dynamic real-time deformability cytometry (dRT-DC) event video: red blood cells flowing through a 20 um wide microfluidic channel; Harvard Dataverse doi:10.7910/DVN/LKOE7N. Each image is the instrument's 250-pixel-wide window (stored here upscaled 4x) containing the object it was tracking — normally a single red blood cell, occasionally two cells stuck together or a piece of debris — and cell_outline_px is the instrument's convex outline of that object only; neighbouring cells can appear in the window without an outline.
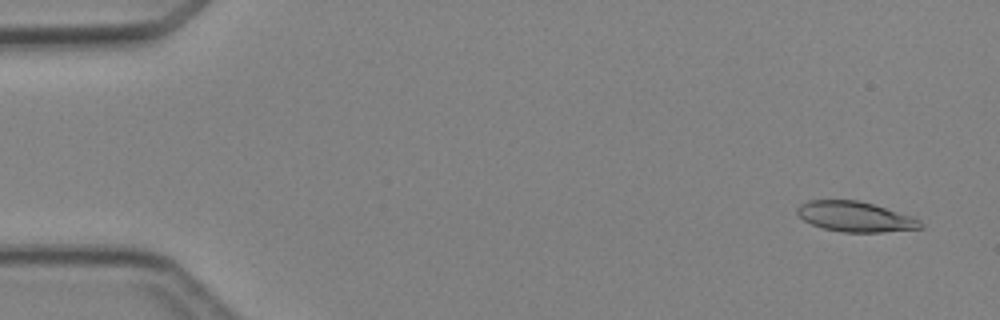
{"species": "Egyptian fruit bat (a non-hibernating species)", "species_latin": "Rousettus aegyptiacus", "temperature_condition": "cold", "stored_images_in_passage": 4, "camera_frame_rate_fps": 3000, "um_per_image_px": 0.085, "animal": {"sex": "female"}, "frame": {"image": 1, "passage_image": 1, "time_ms": 0.0, "image_size_px": [1000, 320], "cell_outline_px": [[924, 228], [884, 232], [840, 232], [824, 228], [812, 224], [804, 220], [796, 212], [796, 208], [800, 204], [808, 200], [856, 200], [872, 204], [912, 216], [920, 220], [924, 224]], "centroid_in_image_um": [72.71, 18.42], "position_along_channel_um": 12.3, "area_um2": 21.68}}
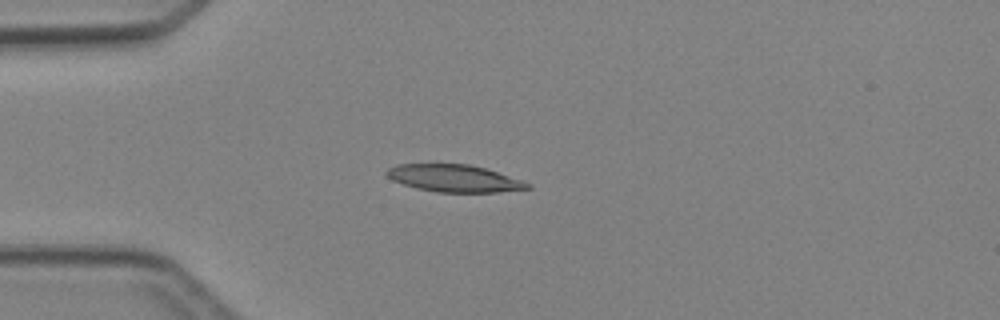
{"frame": {"image": 2, "passage_image": 4, "time_ms": 3.333, "image_size_px": [1000, 320], "cell_outline_px": [[532, 188], [496, 192], [436, 192], [404, 184], [392, 180], [384, 172], [388, 168], [396, 164], [468, 164], [484, 168], [532, 184]], "centroid_in_image_um": [38.58, 15.15], "position_along_channel_um": 46.4, "area_um2": 22.02}}